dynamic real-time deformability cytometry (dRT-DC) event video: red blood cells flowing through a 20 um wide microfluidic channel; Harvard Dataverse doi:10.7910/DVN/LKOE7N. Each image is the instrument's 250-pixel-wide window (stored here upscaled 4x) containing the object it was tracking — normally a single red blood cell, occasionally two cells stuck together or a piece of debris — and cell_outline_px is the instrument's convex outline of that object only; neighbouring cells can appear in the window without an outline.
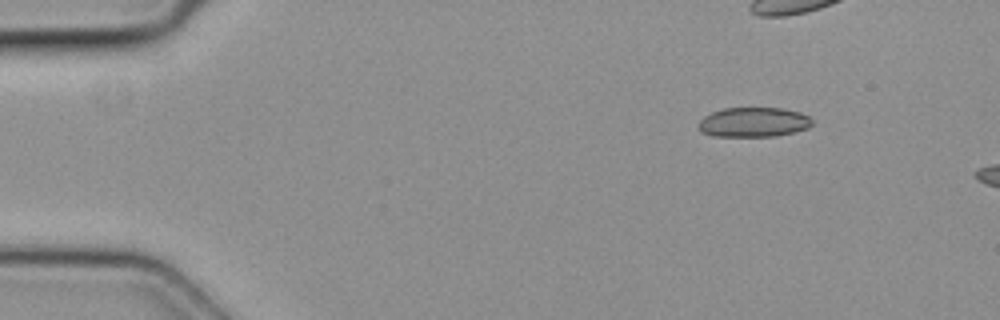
{"species": "common noctule bat (a hibernating species)", "species_latin": "Nyctalus noctula", "temperature_condition": "cold", "stored_images_in_passage": 3, "camera_frame_rate_fps": 3000, "um_per_image_px": 0.085, "animal": {"sex": "female", "body_mass_g": 19.3, "forearm_length_mm": 54.1}, "frame": {"image": 1, "passage_image": 1, "time_ms": 0.0, "image_size_px": [1000, 320], "cell_outline_px": [[812, 124], [808, 128], [776, 136], [712, 136], [700, 132], [700, 120], [704, 116], [712, 112], [724, 108], [784, 108], [800, 112], [808, 116], [812, 120]], "centroid_in_image_um": [64.06, 10.38], "position_along_channel_um": 20.9, "area_um2": 19.59}}